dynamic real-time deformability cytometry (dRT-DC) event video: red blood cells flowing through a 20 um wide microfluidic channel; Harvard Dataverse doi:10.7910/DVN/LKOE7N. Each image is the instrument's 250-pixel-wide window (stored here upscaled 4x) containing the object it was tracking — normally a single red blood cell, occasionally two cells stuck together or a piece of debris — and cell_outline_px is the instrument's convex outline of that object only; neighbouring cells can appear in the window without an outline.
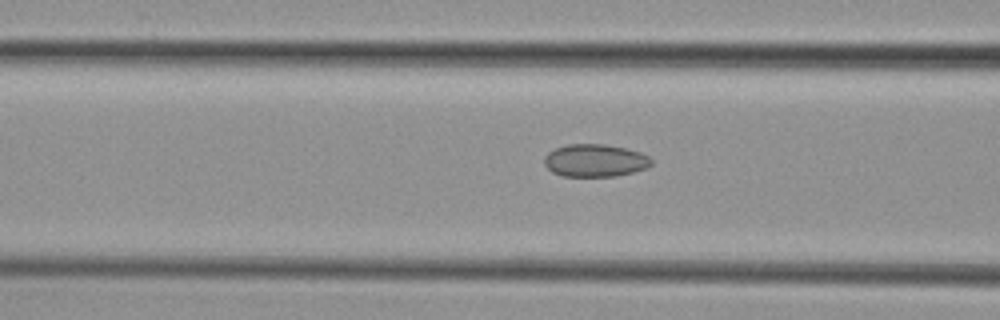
{"species": "common noctule bat (a hibernating species)", "species_latin": "Nyctalus noctula", "temperature_condition": "cold", "stored_images_in_passage": 6, "segment_of_instrument_passage": [2, 2], "camera_frame_rate_fps": 3000, "um_per_image_px": 0.085, "animal": {"sex": "female", "body_mass_g": 29.2, "forearm_length_mm": 56.3}, "frame": {"image": 1, "passage_image": 6, "time_ms": 5.667, "image_size_px": [1000, 320], "cell_outline_px": [[652, 164], [644, 168], [632, 172], [616, 176], [560, 176], [552, 172], [544, 164], [544, 156], [548, 152], [556, 148], [568, 144], [604, 144], [624, 148], [640, 152], [648, 156], [652, 160]], "centroid_in_image_um": [50.54, 13.64], "position_along_channel_um": 116.1, "area_um2": 20.29}}